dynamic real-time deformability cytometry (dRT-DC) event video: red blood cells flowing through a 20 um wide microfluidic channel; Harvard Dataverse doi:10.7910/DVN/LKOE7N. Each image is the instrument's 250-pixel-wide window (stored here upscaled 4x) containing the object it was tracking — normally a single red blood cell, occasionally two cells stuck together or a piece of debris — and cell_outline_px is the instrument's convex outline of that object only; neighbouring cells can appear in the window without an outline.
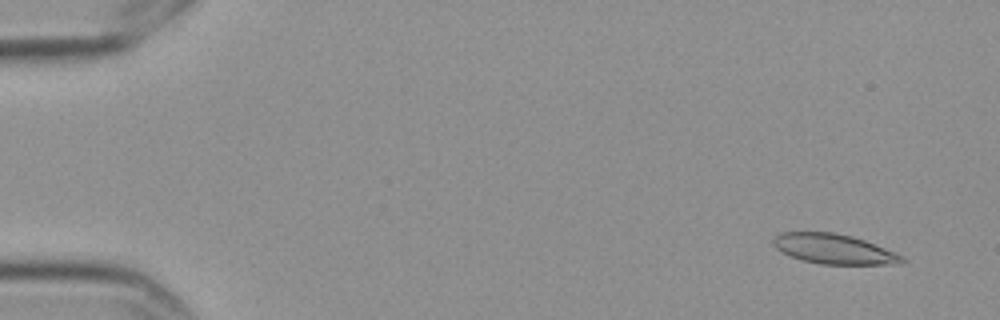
{"species": "Egyptian fruit bat (a non-hibernating species)", "species_latin": "Rousettus aegyptiacus", "temperature_condition": "cold", "stored_images_in_passage": 6, "segment_of_instrument_passage": [1, 2], "camera_frame_rate_fps": 3000, "um_per_image_px": 0.085, "frame": {"image": 1, "passage_image": 1, "time_ms": 0.0, "image_size_px": [1000, 320], "cell_outline_px": [[904, 260], [900, 264], [820, 264], [804, 260], [792, 256], [776, 248], [772, 244], [772, 240], [780, 232], [832, 232], [852, 236], [864, 240], [904, 256]], "centroid_in_image_um": [70.87, 21.16], "position_along_channel_um": 14.1, "area_um2": 22.14}}